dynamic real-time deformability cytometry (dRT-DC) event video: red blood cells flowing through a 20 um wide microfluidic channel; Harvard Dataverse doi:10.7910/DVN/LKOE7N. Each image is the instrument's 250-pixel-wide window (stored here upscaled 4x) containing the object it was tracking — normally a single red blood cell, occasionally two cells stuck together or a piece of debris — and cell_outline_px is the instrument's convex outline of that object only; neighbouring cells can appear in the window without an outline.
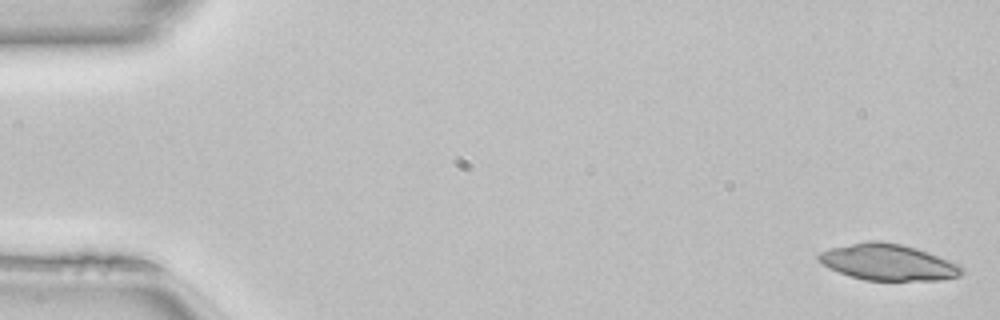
{"species": "common noctule bat (a hibernating species)", "species_latin": "Nyctalus noctula", "temperature_condition": "room temperature", "stored_images_in_passage": 49, "camera_frame_rate_fps": 3000, "um_per_image_px": 0.085, "animal": {"sex": "female", "body_mass_g": 22.7, "forearm_length_mm": 54.2}, "frame": {"image": 1, "passage_image": 1, "time_ms": 0.0, "image_size_px": [1000, 320], "cell_outline_px": [[964, 272], [960, 276], [940, 280], [864, 280], [840, 272], [816, 260], [816, 256], [820, 252], [828, 248], [868, 240], [880, 240], [900, 244], [916, 248], [928, 252], [956, 264], [964, 268]], "centroid_in_image_um": [75.46, 22.28], "position_along_channel_um": 9.5, "area_um2": 30.06}}
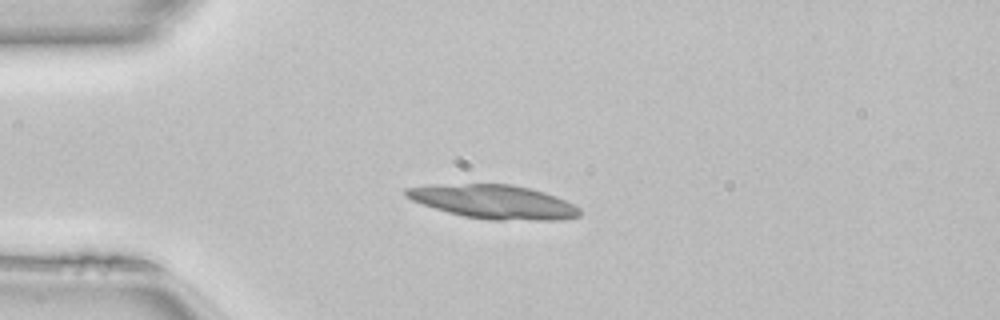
{"frame": {"image": 2, "passage_image": 12, "time_ms": 3.667, "image_size_px": [1000, 320], "cell_outline_px": [[580, 216], [560, 220], [488, 220], [464, 216], [448, 212], [412, 200], [404, 196], [404, 188], [428, 184], [512, 184], [544, 192], [556, 196], [580, 208]], "centroid_in_image_um": [41.94, 17.15], "position_along_channel_um": 43.1, "area_um2": 34.28}}